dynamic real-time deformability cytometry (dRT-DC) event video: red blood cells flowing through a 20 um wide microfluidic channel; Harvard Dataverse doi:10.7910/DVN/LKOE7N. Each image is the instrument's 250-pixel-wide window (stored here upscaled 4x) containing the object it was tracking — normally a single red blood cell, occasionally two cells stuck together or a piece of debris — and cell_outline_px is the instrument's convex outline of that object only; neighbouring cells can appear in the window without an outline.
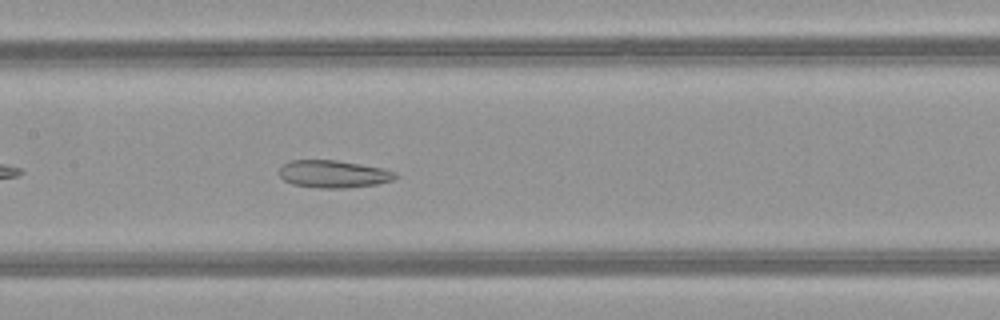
{"species": "common noctule bat (a hibernating species)", "species_latin": "Nyctalus noctula", "temperature_condition": "warm", "stored_images_in_passage": 38, "camera_frame_rate_fps": 3000, "um_per_image_px": 0.085, "animal": {"sex": "female", "body_mass_g": 21.9}, "frame": {"image": 1, "passage_image": 12, "time_ms": 3.667, "image_size_px": [1000, 320], "cell_outline_px": [[400, 176], [392, 180], [376, 184], [344, 188], [320, 188], [292, 184], [284, 180], [280, 176], [280, 168], [284, 164], [292, 160], [336, 160], [384, 168], [396, 172]], "centroid_in_image_um": [28.38, 14.79], "position_along_channel_um": 179.0, "area_um2": 18.55}}
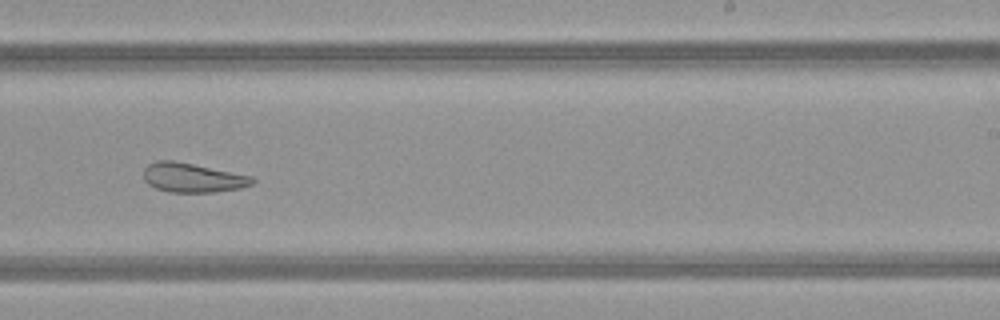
{"frame": {"image": 2, "passage_image": 19, "time_ms": 6.0, "image_size_px": [1000, 320], "cell_outline_px": [[256, 180], [252, 184], [240, 188], [216, 192], [168, 192], [156, 188], [148, 184], [144, 180], [144, 168], [148, 164], [156, 160], [172, 160], [252, 176]], "centroid_in_image_um": [16.35, 15.11], "position_along_channel_um": 272.7, "area_um2": 18.5}}
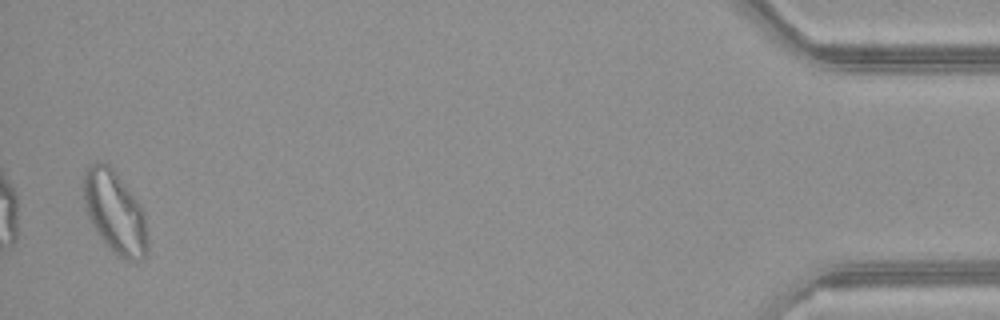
{"frame": {"image": 3, "passage_image": 37, "time_ms": 12.0, "image_size_px": [1000, 320], "cell_outline_px": [[148, 252], [144, 260], [124, 260], [116, 256], [104, 244], [96, 232], [88, 216], [84, 204], [84, 172], [88, 164], [108, 164], [116, 172], [140, 204], [144, 212], [148, 236]], "centroid_in_image_um": [9.79, 18.11], "position_along_channel_um": 425.4, "area_um2": 30.98}, "authors_computed_cell_mechanics": {"area_um2": 21.0103, "velocity_mm_per_s": 4.0312, "shape_relaxation_time_tau1_ms": null, "shape_relaxation_time_tau2_ms": 4.0717, "deformation_change_tau1": null, "deformation_change_tau2": 0.1285}}